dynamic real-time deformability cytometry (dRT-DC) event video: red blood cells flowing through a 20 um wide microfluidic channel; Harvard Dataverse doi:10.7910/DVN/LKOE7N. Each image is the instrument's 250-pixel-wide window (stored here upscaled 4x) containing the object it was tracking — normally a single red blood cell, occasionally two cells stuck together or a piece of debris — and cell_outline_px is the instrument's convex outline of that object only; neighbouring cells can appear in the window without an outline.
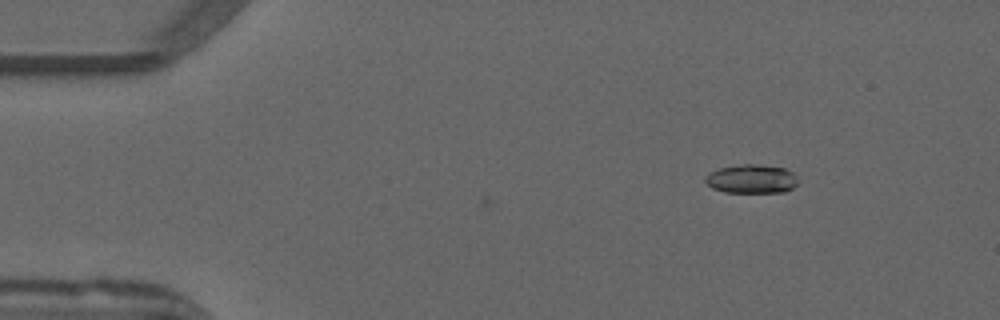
{"species": "common noctule bat (a hibernating species)", "species_latin": "Nyctalus noctula", "temperature_condition": "warm", "stored_images_in_passage": 4, "camera_frame_rate_fps": 3000, "um_per_image_px": 0.085, "animal": {"sex": "male", "forearm_length_mm": 52.5}, "frame": {"image": 1, "passage_image": 1, "time_ms": 0.0, "image_size_px": [1000, 320], "cell_outline_px": [[796, 184], [792, 188], [784, 192], [724, 192], [712, 188], [704, 180], [704, 176], [720, 168], [744, 164], [756, 164], [784, 168], [792, 172], [796, 176]], "centroid_in_image_um": [63.87, 15.21], "position_along_channel_um": 21.1, "area_um2": 15.37}}